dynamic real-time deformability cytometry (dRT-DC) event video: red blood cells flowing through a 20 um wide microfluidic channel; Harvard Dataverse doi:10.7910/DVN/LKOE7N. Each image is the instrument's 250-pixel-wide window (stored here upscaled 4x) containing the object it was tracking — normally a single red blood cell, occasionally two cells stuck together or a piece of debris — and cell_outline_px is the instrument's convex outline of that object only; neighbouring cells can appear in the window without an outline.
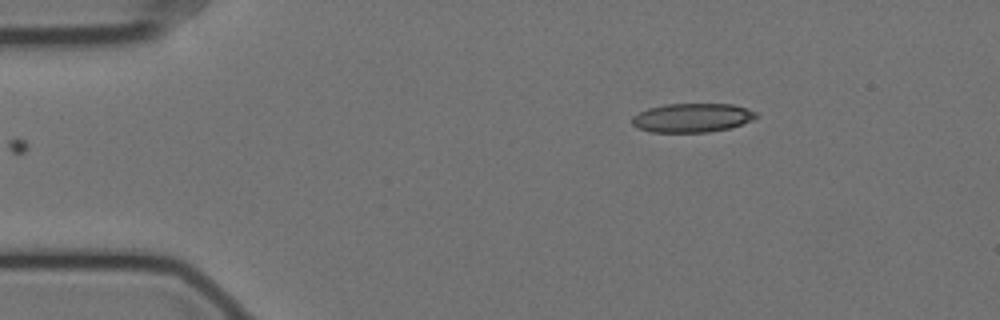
{"species": "Egyptian fruit bat (a non-hibernating species)", "species_latin": "Rousettus aegyptiacus", "temperature_condition": "cold", "stored_images_in_passage": 41, "camera_frame_rate_fps": 3000, "um_per_image_px": 0.085, "animal": {"sex": "female"}, "frame": {"image": 1, "passage_image": 1, "time_ms": 0.0, "image_size_px": [1000, 320], "cell_outline_px": [[760, 116], [752, 120], [732, 128], [708, 132], [652, 132], [640, 128], [632, 124], [632, 116], [648, 108], [664, 104], [732, 104], [748, 108], [756, 112]], "centroid_in_image_um": [58.88, 10.01], "position_along_channel_um": 26.1, "area_um2": 21.04}}
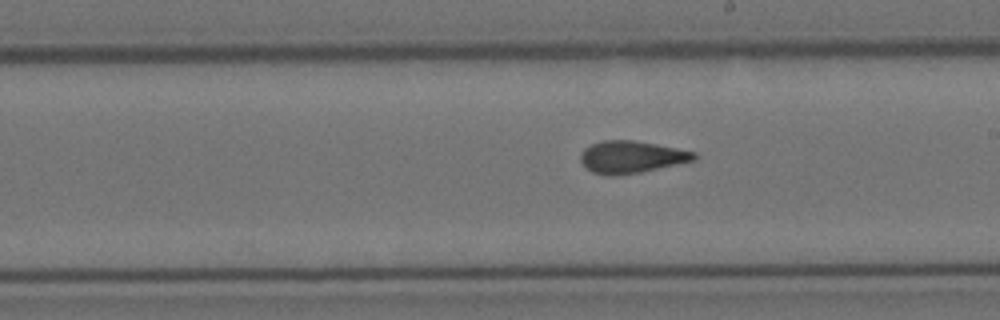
{"frame": {"image": 2, "passage_image": 24, "time_ms": 7.667, "image_size_px": [1000, 320], "cell_outline_px": [[696, 160], [640, 172], [612, 176], [608, 176], [592, 172], [580, 160], [580, 152], [584, 148], [592, 144], [604, 140], [632, 140], [656, 144], [696, 152]], "centroid_in_image_um": [53.65, 13.34], "position_along_channel_um": 235.3, "area_um2": 21.15}}
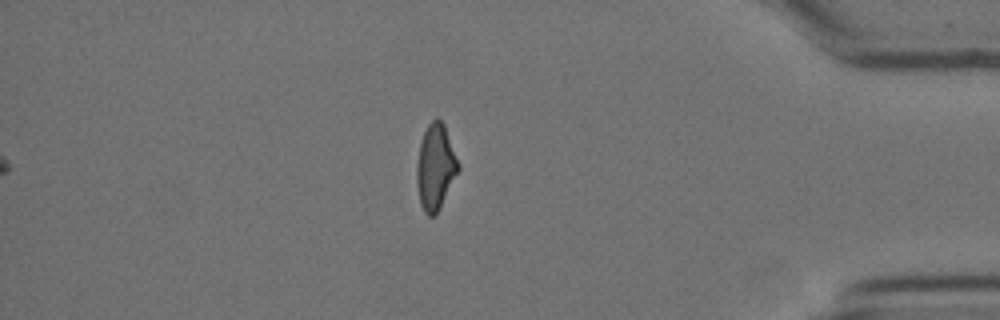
{"frame": {"image": 3, "passage_image": 41, "time_ms": 13.333, "image_size_px": [1000, 320], "cell_outline_px": [[460, 168], [436, 216], [428, 216], [424, 212], [420, 204], [416, 184], [416, 164], [420, 140], [428, 124], [436, 116], [444, 124], [460, 164]], "centroid_in_image_um": [37.0, 14.2], "position_along_channel_um": 398.2, "area_um2": 21.04}, "authors_computed_cell_mechanics": {"area_um2": 21.3282, "velocity_mm_per_s": 3.5144, "shape_relaxation_time_tau1_ms": 8.7937, "shape_relaxation_time_tau2_ms": 2.4399, "deformation_change_tau1": 0.2016, "deformation_change_tau2": 0.0885}}